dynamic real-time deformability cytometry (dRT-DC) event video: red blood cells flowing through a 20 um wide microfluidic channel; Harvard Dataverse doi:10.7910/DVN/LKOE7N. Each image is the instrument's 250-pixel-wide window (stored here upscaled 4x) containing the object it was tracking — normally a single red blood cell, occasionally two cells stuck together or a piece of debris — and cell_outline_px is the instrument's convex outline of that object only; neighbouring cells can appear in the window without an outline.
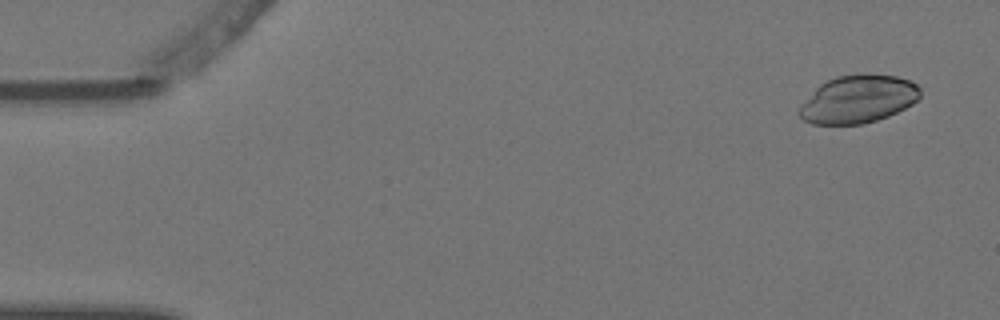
{"species": "Egyptian fruit bat (a non-hibernating species)", "species_latin": "Rousettus aegyptiacus", "temperature_condition": "warm", "stored_images_in_passage": 6, "camera_frame_rate_fps": 3000, "um_per_image_px": 0.085, "animal": {"sex": "female"}, "frame": {"image": 1, "passage_image": 1, "time_ms": 0.0, "image_size_px": [1000, 320], "cell_outline_px": [[920, 96], [912, 104], [888, 116], [864, 124], [812, 124], [804, 120], [800, 116], [800, 108], [816, 88], [820, 84], [836, 76], [860, 72], [896, 76], [908, 80], [916, 84], [920, 88]], "centroid_in_image_um": [72.97, 8.41], "position_along_channel_um": 12.0, "area_um2": 33.58}}